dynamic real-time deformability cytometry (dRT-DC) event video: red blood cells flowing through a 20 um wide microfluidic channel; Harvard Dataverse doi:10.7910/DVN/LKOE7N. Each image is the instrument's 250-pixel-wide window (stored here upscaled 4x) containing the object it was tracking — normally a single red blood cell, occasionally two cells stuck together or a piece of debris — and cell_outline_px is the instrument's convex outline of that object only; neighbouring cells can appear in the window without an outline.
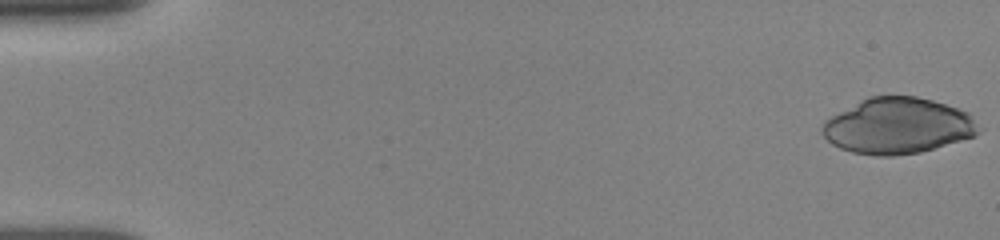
{"species": "human", "species_latin": "Homo sapiens", "temperature_condition": "room temperature", "stored_images_in_passage": 64, "camera_frame_rate_fps": 3000, "um_per_image_px": 0.085, "donor": {"sex": "female"}, "frame": {"image": 1, "passage_image": 1, "time_ms": 0.0, "image_size_px": [1000, 240], "cell_outline_px": [[984, 128], [976, 136], [920, 152], [892, 156], [876, 156], [852, 152], [840, 148], [832, 144], [820, 132], [820, 128], [824, 120], [872, 96], [916, 96], [932, 100], [968, 112]], "centroid_in_image_um": [76.36, 10.72], "position_along_channel_um": 8.6, "area_um2": 50.86}}
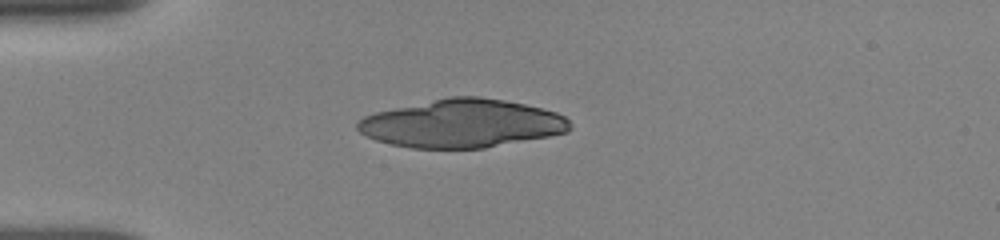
{"frame": {"image": 2, "passage_image": 13, "time_ms": 4.333, "image_size_px": [1000, 240], "cell_outline_px": [[572, 128], [568, 132], [548, 136], [484, 148], [412, 148], [392, 144], [376, 140], [360, 132], [356, 128], [356, 124], [364, 116], [376, 112], [448, 96], [480, 96], [504, 100], [524, 104], [556, 112], [564, 116], [572, 124]], "centroid_in_image_um": [39.28, 10.49], "position_along_channel_um": 45.7, "area_um2": 59.42}}